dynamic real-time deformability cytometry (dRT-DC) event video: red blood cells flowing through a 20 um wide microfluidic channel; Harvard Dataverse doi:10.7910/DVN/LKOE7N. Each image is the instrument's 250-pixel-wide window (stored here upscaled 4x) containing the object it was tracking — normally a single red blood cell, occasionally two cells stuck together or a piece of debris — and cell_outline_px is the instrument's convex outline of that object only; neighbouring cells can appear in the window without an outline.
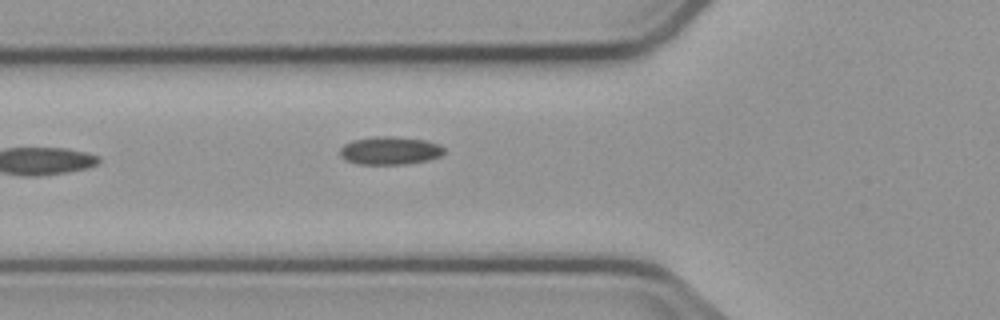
{"species": "common noctule bat (a hibernating species)", "species_latin": "Nyctalus noctula", "temperature_condition": "cold", "stored_images_in_passage": 4, "camera_frame_rate_fps": 3000, "um_per_image_px": 0.085, "animal": {"sex": "male", "body_mass_g": 23.1, "forearm_length_mm": 52.7}, "frame": {"image": 1, "passage_image": 4, "time_ms": 6.333, "image_size_px": [1000, 320], "cell_outline_px": [[444, 152], [440, 156], [428, 160], [404, 164], [360, 164], [344, 160], [340, 156], [340, 148], [344, 144], [352, 140], [376, 136], [396, 136], [424, 140], [440, 144], [444, 148]], "centroid_in_image_um": [33.13, 12.79], "position_along_channel_um": 92.7, "area_um2": 17.11}}